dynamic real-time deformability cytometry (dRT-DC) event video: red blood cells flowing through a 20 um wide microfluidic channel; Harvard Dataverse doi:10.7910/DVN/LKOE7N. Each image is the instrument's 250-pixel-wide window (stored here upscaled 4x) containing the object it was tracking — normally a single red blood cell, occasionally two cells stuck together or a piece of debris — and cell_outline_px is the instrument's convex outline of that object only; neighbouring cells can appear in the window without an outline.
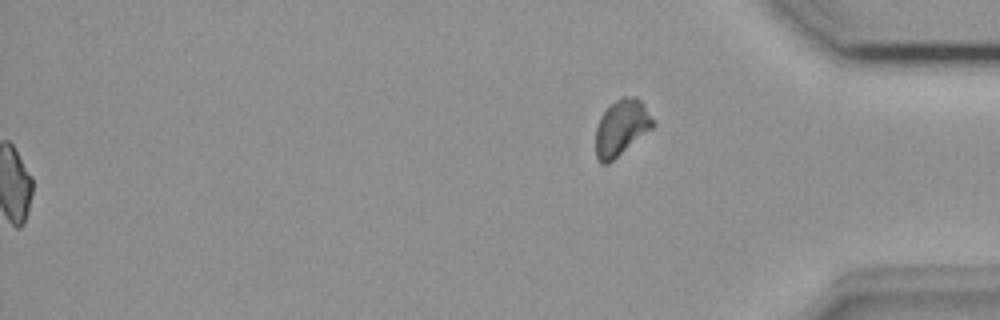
{"species": "common noctule bat (a hibernating species)", "species_latin": "Nyctalus noctula", "temperature_condition": "room temperature", "stored_images_in_passage": 42, "segment_of_instrument_passage": [2, 2], "camera_frame_rate_fps": 3000, "um_per_image_px": 0.085, "animal": {"sex": "female", "body_mass_g": 18.4}, "frame": {"image": 1, "passage_image": 42, "time_ms": 13.667, "image_size_px": [1000, 320], "cell_outline_px": [[656, 124], [652, 128], [608, 164], [600, 164], [596, 156], [596, 128], [600, 116], [616, 100], [624, 96], [636, 96], [644, 104]], "centroid_in_image_um": [52.82, 10.85], "position_along_channel_um": 382.4, "area_um2": 18.5}}